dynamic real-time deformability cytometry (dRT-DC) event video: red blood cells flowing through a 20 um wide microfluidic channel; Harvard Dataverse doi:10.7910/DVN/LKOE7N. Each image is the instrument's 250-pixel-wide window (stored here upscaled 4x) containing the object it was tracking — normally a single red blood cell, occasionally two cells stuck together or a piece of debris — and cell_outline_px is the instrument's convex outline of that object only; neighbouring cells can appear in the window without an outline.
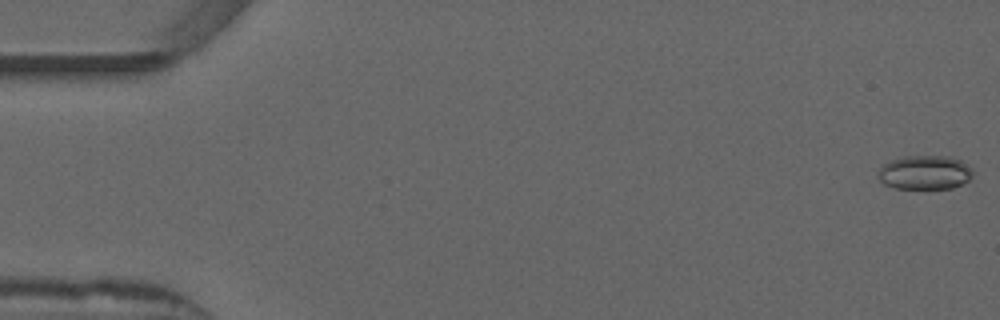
{"species": "common noctule bat (a hibernating species)", "species_latin": "Nyctalus noctula", "temperature_condition": "warm", "stored_images_in_passage": 53, "camera_frame_rate_fps": 3000, "um_per_image_px": 0.085, "animal": {"sex": "male", "forearm_length_mm": 52.5}, "frame": {"image": 1, "passage_image": 1, "time_ms": 0.0, "image_size_px": [1000, 320], "cell_outline_px": [[972, 176], [968, 180], [952, 188], [892, 188], [884, 184], [880, 180], [876, 172], [884, 164], [892, 160], [904, 156], [948, 156], [960, 160], [968, 164], [972, 168]], "centroid_in_image_um": [78.59, 14.65], "position_along_channel_um": 6.4, "area_um2": 18.79}}
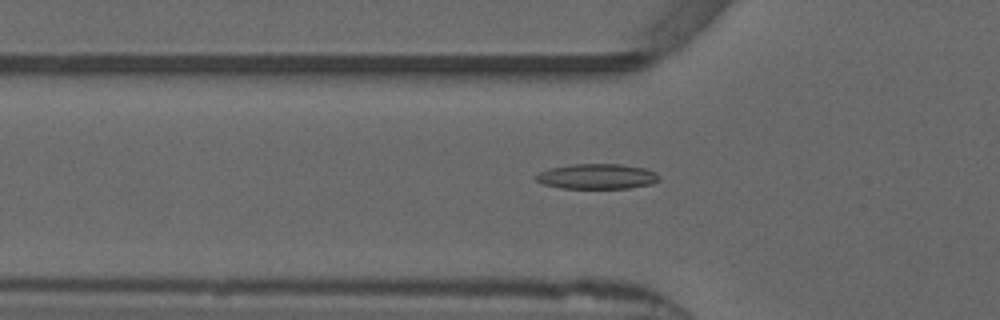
{"frame": {"image": 2, "passage_image": 18, "time_ms": 5.667, "image_size_px": [1000, 320], "cell_outline_px": [[656, 180], [652, 184], [628, 188], [560, 188], [544, 184], [536, 180], [536, 176], [540, 172], [548, 168], [572, 164], [620, 164], [644, 168], [656, 172]], "centroid_in_image_um": [50.71, 14.99], "position_along_channel_um": 75.1, "area_um2": 17.86}}
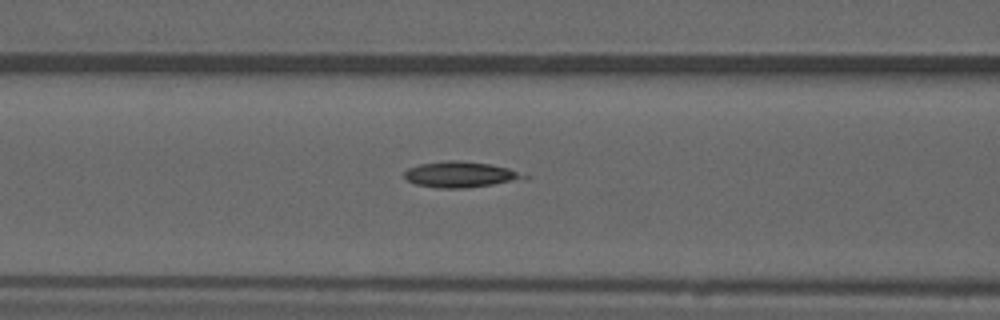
{"frame": {"image": 3, "passage_image": 22, "time_ms": 7.0, "image_size_px": [1000, 320], "cell_outline_px": [[532, 176], [524, 180], [468, 188], [436, 188], [416, 184], [408, 180], [404, 176], [404, 172], [408, 168], [420, 164], [448, 160], [460, 160], [488, 164], [508, 168]], "centroid_in_image_um": [39.2, 14.84], "position_along_channel_um": 127.4, "area_um2": 18.21}, "authors_computed_cell_mechanics": {"area_um2": 17.2244, "velocity_mm_per_s": 3.8924, "shape_relaxation_time_tau1_ms": null, "shape_relaxation_time_tau2_ms": 1.2635, "deformation_change_tau1": null, "deformation_change_tau2": 0.0775}}